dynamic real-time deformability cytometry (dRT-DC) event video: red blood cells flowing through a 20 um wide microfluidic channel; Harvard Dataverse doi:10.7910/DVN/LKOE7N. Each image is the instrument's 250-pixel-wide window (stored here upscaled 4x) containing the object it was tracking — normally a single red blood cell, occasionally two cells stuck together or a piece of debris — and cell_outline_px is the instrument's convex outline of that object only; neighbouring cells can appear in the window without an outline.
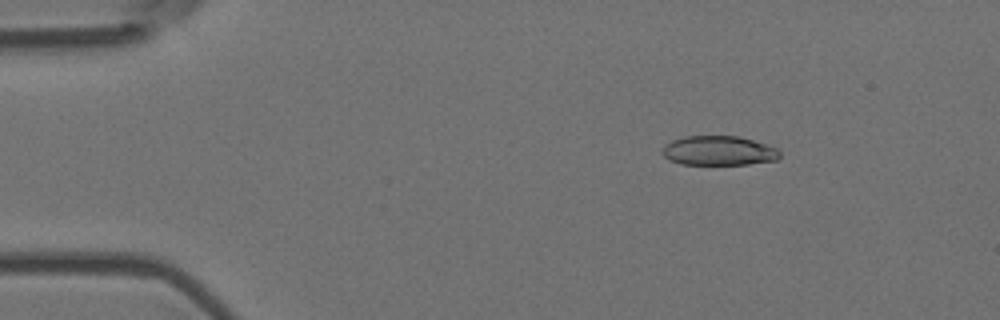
{"species": "Egyptian fruit bat (a non-hibernating species)", "species_latin": "Rousettus aegyptiacus", "temperature_condition": "room temperature", "stored_images_in_passage": 5, "camera_frame_rate_fps": 3000, "um_per_image_px": 0.085, "animal": {"sex": "female"}, "frame": {"image": 1, "passage_image": 2, "time_ms": 0.333, "image_size_px": [1000, 320], "cell_outline_px": [[780, 156], [776, 160], [748, 164], [680, 164], [664, 156], [660, 152], [664, 144], [672, 140], [684, 136], [740, 136], [776, 148], [780, 152]], "centroid_in_image_um": [61.05, 12.8], "position_along_channel_um": 23.9, "area_um2": 20.11}}